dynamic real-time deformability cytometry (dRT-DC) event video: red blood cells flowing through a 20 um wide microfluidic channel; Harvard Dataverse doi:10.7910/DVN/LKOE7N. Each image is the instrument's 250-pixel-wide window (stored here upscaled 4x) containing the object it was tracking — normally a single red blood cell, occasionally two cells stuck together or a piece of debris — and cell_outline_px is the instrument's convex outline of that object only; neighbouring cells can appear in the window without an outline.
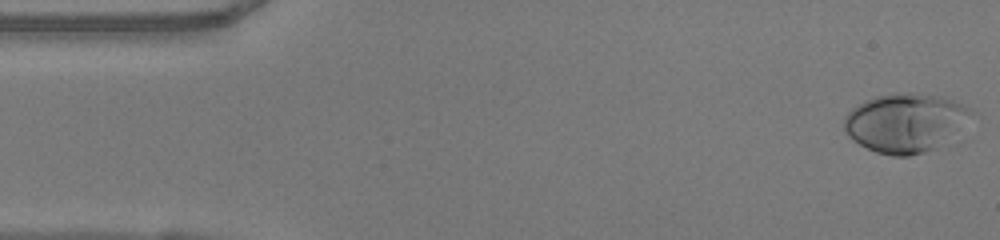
{"species": "human", "species_latin": "Homo sapiens", "temperature_condition": "warm", "stored_images_in_passage": 49, "camera_frame_rate_fps": 3000, "um_per_image_px": 0.085, "donor": {"sex": "female"}, "frame": {"image": 1, "passage_image": 1, "time_ms": 0.0, "image_size_px": [1000, 240], "cell_outline_px": [[976, 112], [936, 148], [924, 152], [908, 156], [892, 156], [876, 152], [860, 144], [848, 136], [844, 128], [844, 116], [856, 104], [864, 100], [876, 96], [908, 92], [940, 96], [952, 100], [972, 108]], "centroid_in_image_um": [76.91, 10.42], "position_along_channel_um": 8.1, "area_um2": 43.18}}
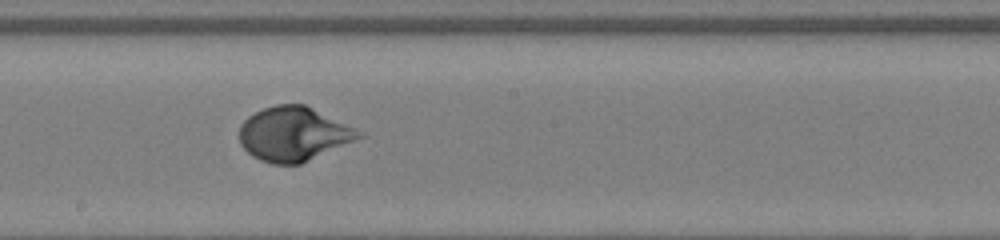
{"frame": {"image": 2, "passage_image": 26, "time_ms": 8.333, "image_size_px": [1000, 240], "cell_outline_px": [[368, 136], [300, 164], [272, 164], [260, 160], [252, 156], [240, 144], [240, 124], [248, 116], [264, 108], [276, 104], [304, 104], [356, 128], [364, 132]], "centroid_in_image_um": [25.0, 11.4], "position_along_channel_um": 223.2, "area_um2": 37.97}}
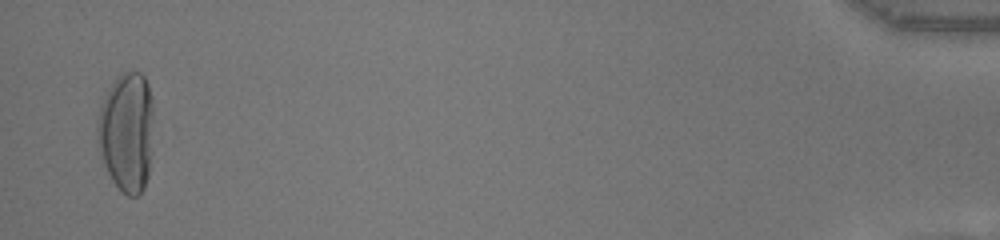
{"frame": {"image": 3, "passage_image": 48, "time_ms": 15.667, "image_size_px": [1000, 240], "cell_outline_px": [[152, 152], [148, 176], [144, 188], [136, 196], [128, 196], [112, 180], [104, 164], [100, 152], [96, 132], [96, 128], [100, 108], [104, 96], [112, 84], [124, 72], [140, 72], [144, 76], [148, 84], [152, 100]], "centroid_in_image_um": [10.78, 11.22], "position_along_channel_um": 424.4, "area_um2": 39.02}, "authors_computed_cell_mechanics": {"area_um2": 37.57, "velocity_mm_per_s": 4.0547, "shape_relaxation_time_tau1_ms": 4.1574, "shape_relaxation_time_tau2_ms": null, "deformation_change_tau1": 0.2492, "deformation_change_tau2": null}}